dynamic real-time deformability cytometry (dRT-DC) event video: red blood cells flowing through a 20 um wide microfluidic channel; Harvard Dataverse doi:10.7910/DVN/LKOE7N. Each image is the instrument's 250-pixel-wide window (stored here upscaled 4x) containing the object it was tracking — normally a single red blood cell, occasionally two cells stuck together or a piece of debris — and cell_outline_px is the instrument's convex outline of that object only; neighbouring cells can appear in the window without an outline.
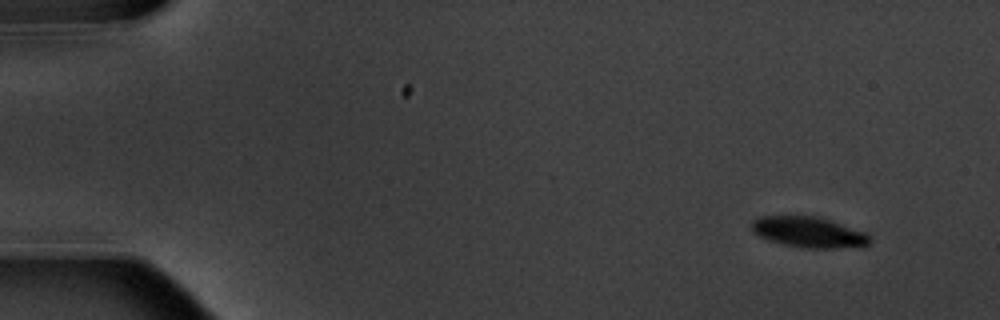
{"species": "common noctule bat (a hibernating species)", "species_latin": "Nyctalus noctula", "temperature_condition": "warm", "stored_images_in_passage": 4, "camera_frame_rate_fps": 3000, "um_per_image_px": 0.085, "animal": {"sex": "male", "body_mass_g": 20.1, "forearm_length_mm": 53.5}, "frame": {"image": 1, "passage_image": 1, "time_ms": 0.0, "image_size_px": [1000, 320], "cell_outline_px": [[868, 244], [860, 248], [804, 248], [784, 244], [760, 236], [752, 232], [752, 220], [760, 216], [820, 216], [864, 232], [868, 236]], "centroid_in_image_um": [68.75, 19.73], "position_along_channel_um": 16.2, "area_um2": 21.04}}